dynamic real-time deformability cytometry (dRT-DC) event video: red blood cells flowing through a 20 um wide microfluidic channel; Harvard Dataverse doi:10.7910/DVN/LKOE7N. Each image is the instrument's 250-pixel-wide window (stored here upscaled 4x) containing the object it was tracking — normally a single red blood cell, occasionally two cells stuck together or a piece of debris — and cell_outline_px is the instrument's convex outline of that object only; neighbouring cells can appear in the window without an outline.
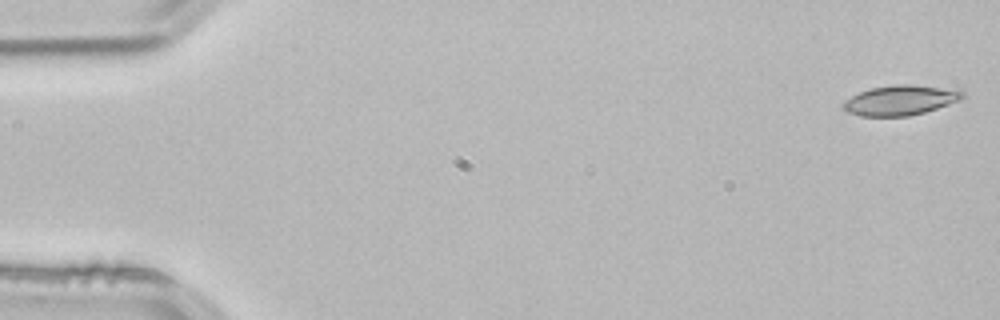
{"species": "common noctule bat (a hibernating species)", "species_latin": "Nyctalus noctula", "temperature_condition": "room temperature", "stored_images_in_passage": 52, "camera_frame_rate_fps": 3000, "um_per_image_px": 0.085, "animal": {"sex": "male", "body_mass_g": 21.5, "forearm_length_mm": 52.0}, "frame": {"image": 1, "passage_image": 1, "time_ms": 0.0, "image_size_px": [1000, 320], "cell_outline_px": [[964, 96], [960, 100], [924, 112], [908, 116], [864, 116], [848, 112], [844, 108], [844, 100], [860, 92], [872, 88], [896, 84], [912, 84], [940, 88], [964, 92]], "centroid_in_image_um": [76.5, 8.52], "position_along_channel_um": 8.5, "area_um2": 20.29}}
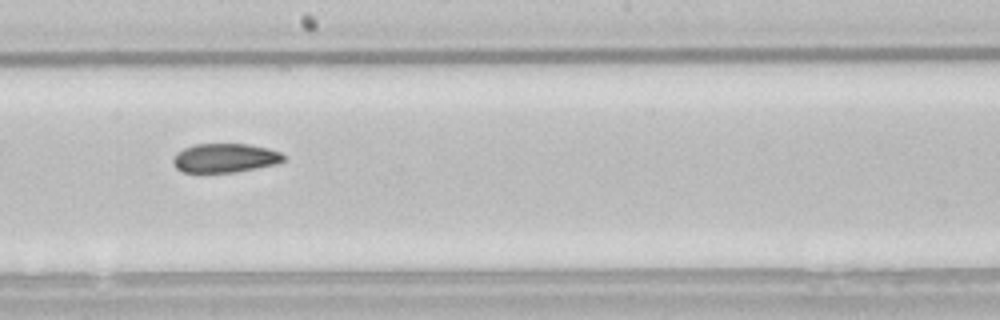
{"frame": {"image": 2, "passage_image": 29, "time_ms": 9.333, "image_size_px": [1000, 320], "cell_outline_px": [[284, 160], [276, 164], [236, 172], [180, 172], [172, 164], [172, 160], [176, 152], [184, 148], [196, 144], [248, 144], [268, 148], [280, 152], [284, 156]], "centroid_in_image_um": [19.09, 13.43], "position_along_channel_um": 229.1, "area_um2": 18.73}}
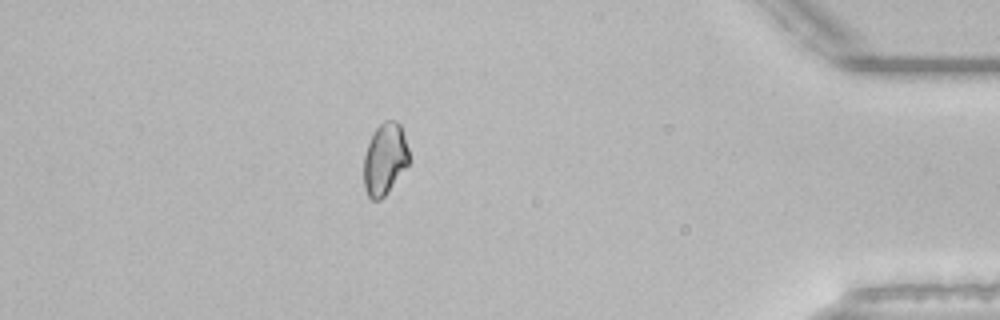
{"frame": {"image": 3, "passage_image": 46, "time_ms": 15.0, "image_size_px": [1000, 320], "cell_outline_px": [[408, 164], [388, 192], [380, 200], [372, 200], [368, 196], [364, 188], [364, 156], [372, 132], [384, 120], [396, 120], [400, 124], [408, 148]], "centroid_in_image_um": [32.69, 13.51], "position_along_channel_um": 402.5, "area_um2": 18.84}, "authors_computed_cell_mechanics": {"area_um2": 19.6231, "velocity_mm_per_s": 3.8529, "shape_relaxation_time_tau1_ms": null, "shape_relaxation_time_tau2_ms": 7.4071, "deformation_change_tau1": null, "deformation_change_tau2": 0.0958}}